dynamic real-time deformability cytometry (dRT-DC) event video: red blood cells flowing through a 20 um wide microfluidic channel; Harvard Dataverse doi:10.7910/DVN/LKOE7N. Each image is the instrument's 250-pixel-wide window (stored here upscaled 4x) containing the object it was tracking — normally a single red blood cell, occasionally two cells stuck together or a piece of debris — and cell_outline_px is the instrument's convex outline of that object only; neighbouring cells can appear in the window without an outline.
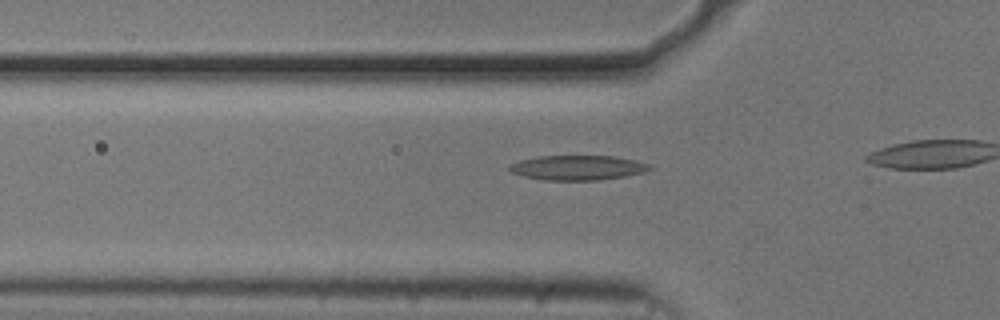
{"species": "common noctule bat (a hibernating species)", "species_latin": "Nyctalus noctula", "temperature_condition": "cold", "stored_images_in_passage": 7, "camera_frame_rate_fps": 3000, "um_per_image_px": 0.085, "animal": {"sex": "male", "body_mass_g": 20.5, "forearm_length_mm": 52.5}, "frame": {"image": 1, "passage_image": 2, "time_ms": 0.333, "image_size_px": [1000, 320], "cell_outline_px": [[652, 168], [644, 172], [624, 176], [600, 180], [544, 180], [524, 176], [512, 172], [508, 168], [508, 164], [520, 160], [540, 156], [612, 156], [632, 160], [648, 164]], "centroid_in_image_um": [49.05, 14.25], "position_along_channel_um": 76.7, "area_um2": 20.0}}
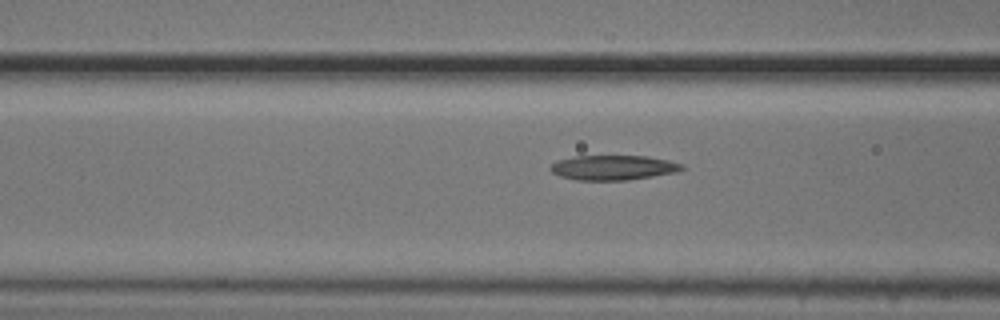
{"frame": {"image": 2, "passage_image": 5, "time_ms": 1.333, "image_size_px": [1000, 320], "cell_outline_px": [[684, 168], [676, 172], [628, 180], [576, 180], [560, 176], [552, 172], [548, 168], [556, 160], [576, 156], [648, 156], [668, 160], [684, 164]], "centroid_in_image_um": [52.11, 14.24], "position_along_channel_um": 114.5, "area_um2": 19.02}}